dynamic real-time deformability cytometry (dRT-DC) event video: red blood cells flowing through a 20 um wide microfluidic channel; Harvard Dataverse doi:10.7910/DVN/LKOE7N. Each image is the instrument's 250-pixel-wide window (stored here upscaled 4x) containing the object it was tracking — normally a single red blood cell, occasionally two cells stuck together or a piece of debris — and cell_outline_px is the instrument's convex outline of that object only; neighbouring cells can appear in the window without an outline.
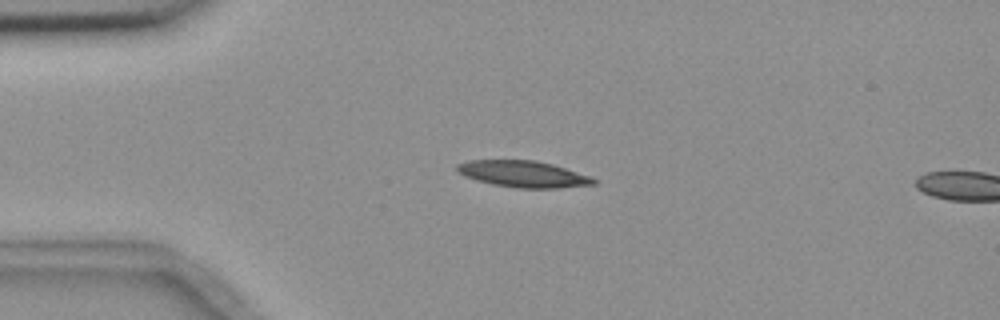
{"species": "common noctule bat (a hibernating species)", "species_latin": "Nyctalus noctula", "temperature_condition": "room temperature", "stored_images_in_passage": 4, "segment_of_instrument_passage": [1, 2], "camera_frame_rate_fps": 3000, "um_per_image_px": 0.085, "animal": {"sex": "female", "body_mass_g": 18.4}, "frame": {"image": 1, "passage_image": 3, "time_ms": 2.667, "image_size_px": [1000, 320], "cell_outline_px": [[600, 180], [596, 184], [560, 188], [516, 188], [492, 184], [476, 180], [464, 176], [456, 172], [456, 164], [468, 160], [536, 160], [552, 164], [592, 176]], "centroid_in_image_um": [44.5, 14.79], "position_along_channel_um": 40.5, "area_um2": 21.39}}